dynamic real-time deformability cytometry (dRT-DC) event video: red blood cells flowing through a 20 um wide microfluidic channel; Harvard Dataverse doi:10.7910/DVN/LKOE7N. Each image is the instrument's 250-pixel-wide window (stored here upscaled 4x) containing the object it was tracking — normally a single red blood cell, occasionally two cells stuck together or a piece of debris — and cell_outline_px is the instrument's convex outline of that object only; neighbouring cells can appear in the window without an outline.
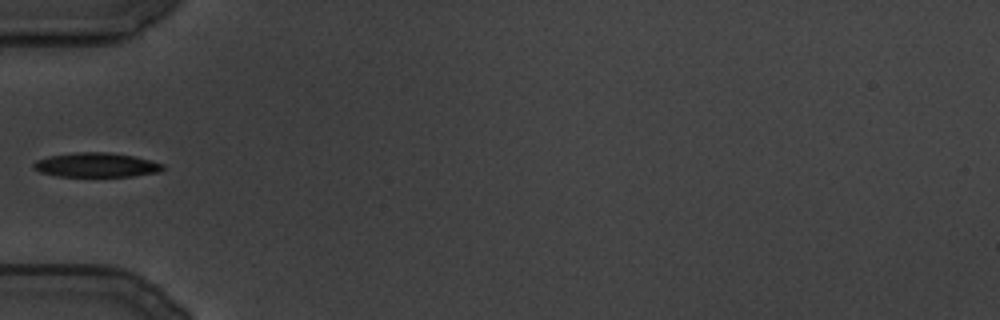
{"species": "common noctule bat (a hibernating species)", "species_latin": "Nyctalus noctula", "temperature_condition": "cold", "stored_images_in_passage": 53, "camera_frame_rate_fps": 3000, "um_per_image_px": 0.085, "animal": {"sex": "male", "body_mass_g": 19.5, "forearm_length_mm": 54.6}, "frame": {"image": 1, "passage_image": 1, "time_ms": 0.0, "image_size_px": [1000, 320], "cell_outline_px": [[164, 168], [160, 172], [132, 176], [56, 176], [40, 172], [32, 168], [32, 164], [36, 160], [48, 156], [76, 152], [108, 152], [132, 156], [164, 164]], "centroid_in_image_um": [8.14, 14.02], "position_along_channel_um": 76.9, "area_um2": 18.32}}
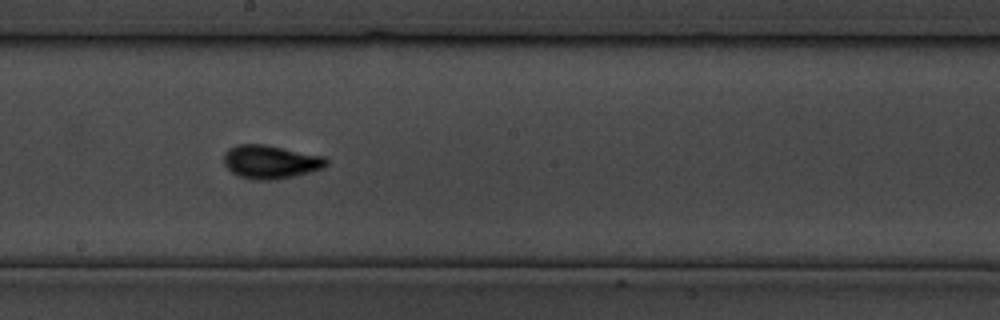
{"frame": {"image": 2, "passage_image": 28, "time_ms": 9.0, "image_size_px": [1000, 320], "cell_outline_px": [[328, 164], [324, 168], [276, 180], [256, 180], [240, 176], [232, 172], [224, 164], [224, 152], [228, 148], [236, 144], [264, 144], [324, 156], [328, 160]], "centroid_in_image_um": [22.99, 13.75], "position_along_channel_um": 225.2, "area_um2": 20.0}}
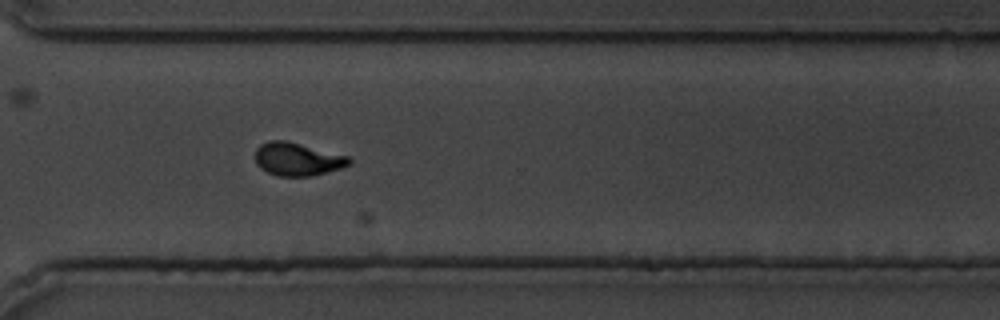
{"frame": {"image": 3, "passage_image": 50, "time_ms": 16.333, "image_size_px": [1000, 320], "cell_outline_px": [[352, 160], [348, 164], [340, 168], [312, 176], [276, 176], [260, 168], [256, 164], [256, 148], [260, 144], [268, 140], [284, 140], [348, 156]], "centroid_in_image_um": [25.24, 13.53], "position_along_channel_um": 345.4, "area_um2": 17.92}}